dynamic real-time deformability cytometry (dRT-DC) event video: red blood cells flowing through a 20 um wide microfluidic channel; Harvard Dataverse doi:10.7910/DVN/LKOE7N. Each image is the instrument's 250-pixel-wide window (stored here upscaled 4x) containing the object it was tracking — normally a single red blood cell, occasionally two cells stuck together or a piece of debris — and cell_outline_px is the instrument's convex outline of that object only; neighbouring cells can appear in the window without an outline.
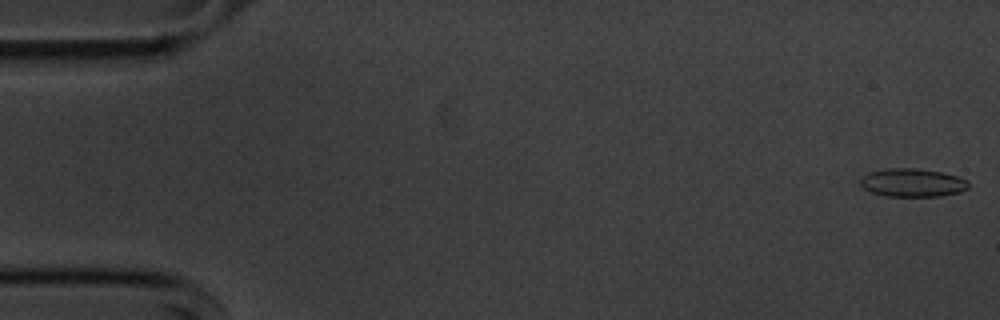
{"species": "common noctule bat (a hibernating species)", "species_latin": "Nyctalus noctula", "temperature_condition": "cold", "stored_images_in_passage": 15, "camera_frame_rate_fps": 3000, "um_per_image_px": 0.085, "animal": {"sex": "male", "body_mass_g": 20.1, "forearm_length_mm": 53.5}, "frame": {"image": 1, "passage_image": 1, "time_ms": 0.0, "image_size_px": [1000, 320], "cell_outline_px": [[968, 188], [960, 192], [940, 196], [884, 196], [872, 192], [864, 188], [860, 184], [860, 176], [872, 172], [888, 168], [916, 168], [944, 172], [968, 180]], "centroid_in_image_um": [77.56, 15.52], "position_along_channel_um": 7.4, "area_um2": 17.86}}